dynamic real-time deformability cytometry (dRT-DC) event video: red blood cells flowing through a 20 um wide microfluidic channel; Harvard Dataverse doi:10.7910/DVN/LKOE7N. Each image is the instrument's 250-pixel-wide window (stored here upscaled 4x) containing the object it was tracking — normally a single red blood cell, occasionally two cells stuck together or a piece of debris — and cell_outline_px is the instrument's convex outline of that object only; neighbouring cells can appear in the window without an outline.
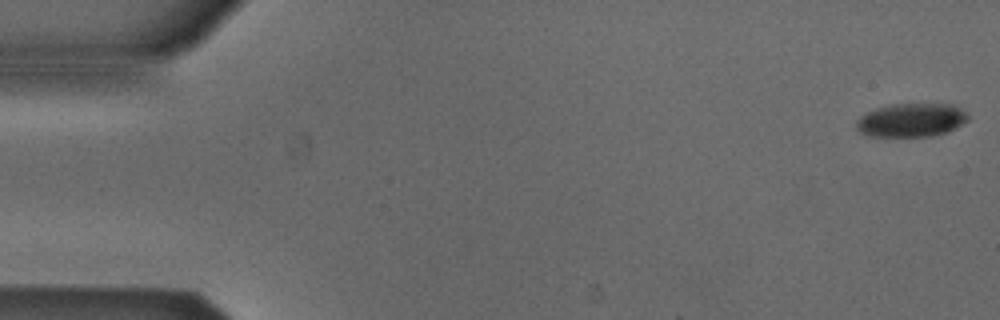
{"species": "Egyptian fruit bat (a non-hibernating species)", "species_latin": "Rousettus aegyptiacus", "temperature_condition": "cold", "stored_images_in_passage": 53, "camera_frame_rate_fps": 3000, "um_per_image_px": 0.085, "animal": {"sex": "male"}, "frame": {"image": 1, "passage_image": 1, "time_ms": 0.0, "image_size_px": [1000, 320], "cell_outline_px": [[968, 120], [948, 132], [932, 136], [872, 136], [860, 132], [856, 128], [856, 120], [860, 116], [876, 108], [892, 104], [956, 104], [968, 112]], "centroid_in_image_um": [77.5, 10.2], "position_along_channel_um": 7.5, "area_um2": 21.96}}
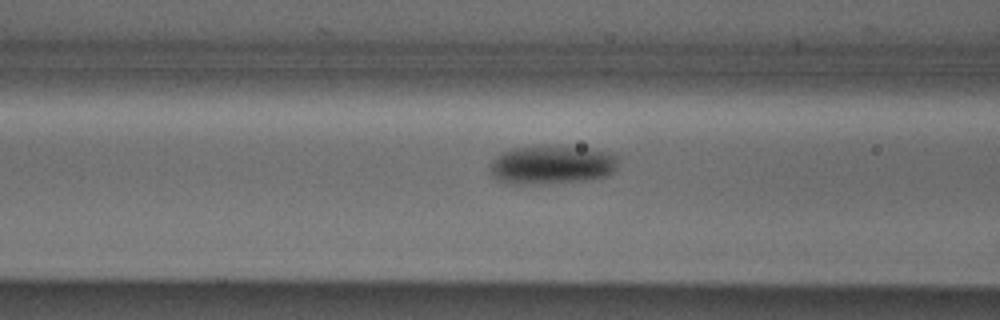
{"frame": {"image": 2, "passage_image": 21, "time_ms": 6.667, "image_size_px": [1000, 320], "cell_outline_px": [[620, 156], [616, 172], [608, 176], [588, 180], [544, 184], [512, 184], [500, 180], [492, 176], [488, 168], [492, 160], [496, 156], [512, 148], [544, 144], [588, 148], [608, 152]], "centroid_in_image_um": [46.94, 13.99], "position_along_channel_um": 119.7, "area_um2": 29.88}}
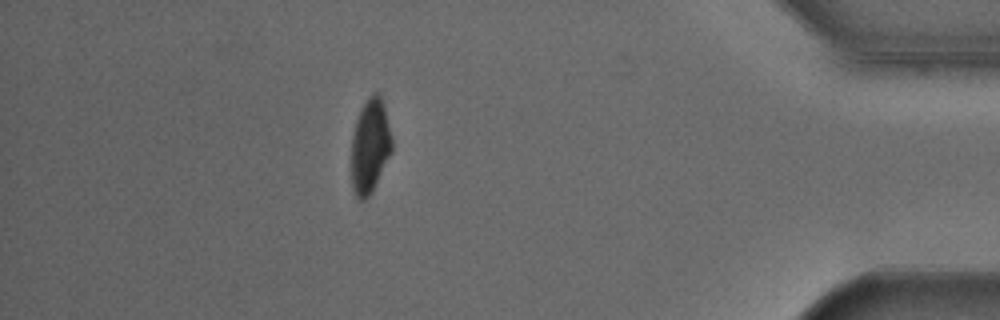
{"frame": {"image": 3, "passage_image": 47, "time_ms": 15.333, "image_size_px": [1000, 320], "cell_outline_px": [[392, 152], [372, 192], [364, 200], [356, 200], [352, 188], [352, 136], [356, 120], [368, 96], [372, 92], [380, 92], [384, 104], [392, 140]], "centroid_in_image_um": [31.46, 12.42], "position_along_channel_um": 403.7, "area_um2": 22.37}, "authors_computed_cell_mechanics": {"area_um2": 25.0852, "velocity_mm_per_s": 3.8413, "shape_relaxation_time_tau1_ms": 5.3564, "shape_relaxation_time_tau2_ms": null, "deformation_change_tau1": 0.1177, "deformation_change_tau2": null}}